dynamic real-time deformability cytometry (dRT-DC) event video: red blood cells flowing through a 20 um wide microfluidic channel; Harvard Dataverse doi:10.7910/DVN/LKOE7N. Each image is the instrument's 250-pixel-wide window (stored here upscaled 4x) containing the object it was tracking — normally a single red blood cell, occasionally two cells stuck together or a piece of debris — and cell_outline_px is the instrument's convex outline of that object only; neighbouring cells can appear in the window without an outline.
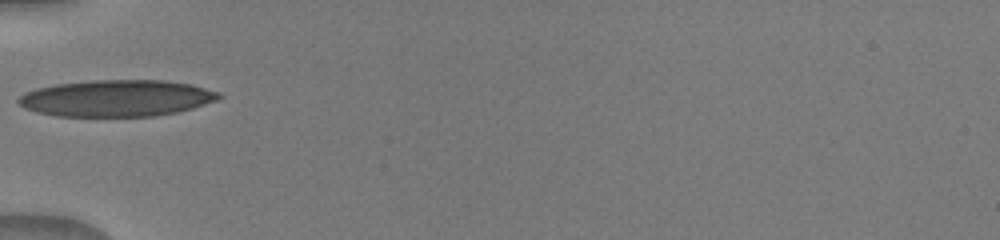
{"species": "human", "species_latin": "Homo sapiens", "temperature_condition": "warm", "stored_images_in_passage": 15, "camera_frame_rate_fps": 3000, "um_per_image_px": 0.085, "donor": {"sex": "male"}, "frame": {"image": 1, "passage_image": 1, "time_ms": 0.0, "image_size_px": [1000, 240], "cell_outline_px": [[224, 96], [216, 100], [192, 108], [176, 112], [156, 116], [56, 116], [36, 112], [24, 108], [16, 100], [24, 92], [36, 88], [56, 84], [92, 80], [168, 80], [192, 84], [220, 92]], "centroid_in_image_um": [9.91, 8.34], "position_along_channel_um": 75.1, "area_um2": 42.95}}
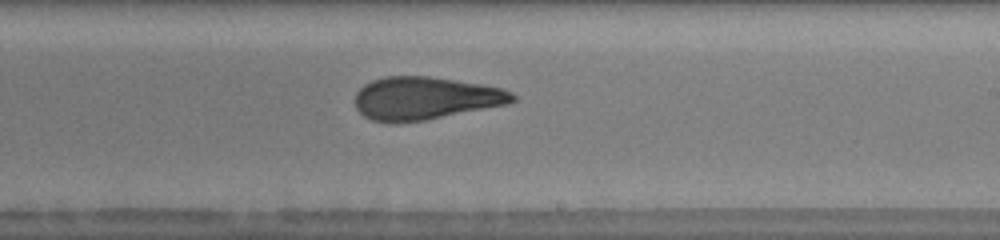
{"frame": {"image": 2, "passage_image": 7, "time_ms": 4.333, "image_size_px": [1000, 240], "cell_outline_px": [[516, 100], [508, 104], [424, 120], [392, 124], [388, 124], [372, 120], [364, 116], [356, 108], [356, 92], [364, 84], [372, 80], [384, 76], [428, 76], [480, 84], [500, 88], [512, 92], [516, 96]], "centroid_in_image_um": [36.11, 8.36], "position_along_channel_um": 252.9, "area_um2": 39.3}}
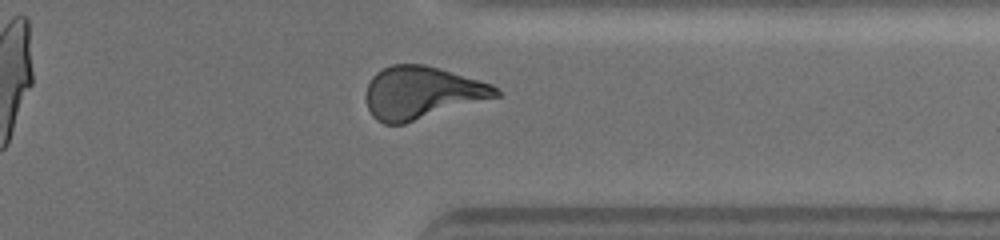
{"frame": {"image": 3, "passage_image": 11, "time_ms": 7.333, "image_size_px": [1000, 240], "cell_outline_px": [[500, 96], [404, 124], [384, 124], [376, 120], [372, 116], [368, 108], [364, 96], [368, 84], [372, 76], [376, 72], [392, 64], [424, 64], [440, 68], [492, 84], [500, 92]], "centroid_in_image_um": [35.82, 7.88], "position_along_channel_um": 375.6, "area_um2": 39.88}}